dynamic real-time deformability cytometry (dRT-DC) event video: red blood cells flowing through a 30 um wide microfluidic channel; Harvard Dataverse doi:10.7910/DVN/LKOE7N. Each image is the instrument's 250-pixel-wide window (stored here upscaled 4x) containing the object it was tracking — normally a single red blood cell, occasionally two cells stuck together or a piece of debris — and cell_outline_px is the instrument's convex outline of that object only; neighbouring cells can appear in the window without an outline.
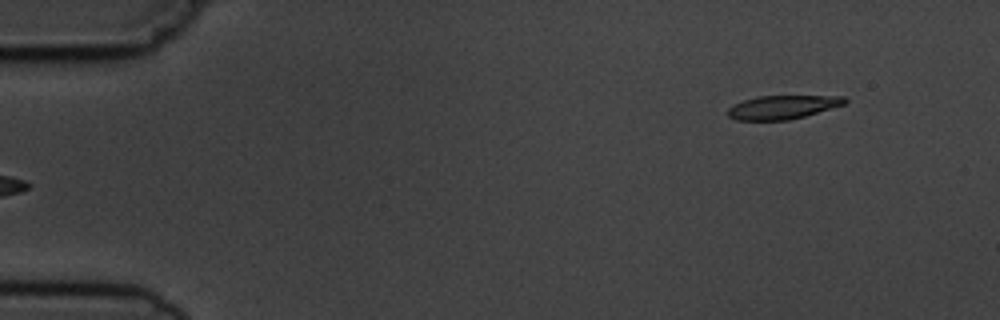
{"species": "common noctule bat (a hibernating species)", "species_latin": "Nyctalus noctula", "temperature_condition": "cold", "stored_images_in_passage": 6, "segment_of_instrument_passage": [2, 2], "camera_frame_rate_fps": 3000, "um_per_image_px": 0.085, "animal": {"sex": "male", "body_mass_g": 19.5, "forearm_length_mm": 54.6}, "frame": {"image": 1, "passage_image": 6, "time_ms": 6.0, "image_size_px": [1000, 320], "cell_outline_px": [[848, 100], [844, 104], [804, 116], [788, 120], [736, 120], [728, 116], [728, 108], [744, 100], [756, 96], [844, 96]], "centroid_in_image_um": [66.51, 9.1], "position_along_channel_um": 18.5, "area_um2": 15.9}}